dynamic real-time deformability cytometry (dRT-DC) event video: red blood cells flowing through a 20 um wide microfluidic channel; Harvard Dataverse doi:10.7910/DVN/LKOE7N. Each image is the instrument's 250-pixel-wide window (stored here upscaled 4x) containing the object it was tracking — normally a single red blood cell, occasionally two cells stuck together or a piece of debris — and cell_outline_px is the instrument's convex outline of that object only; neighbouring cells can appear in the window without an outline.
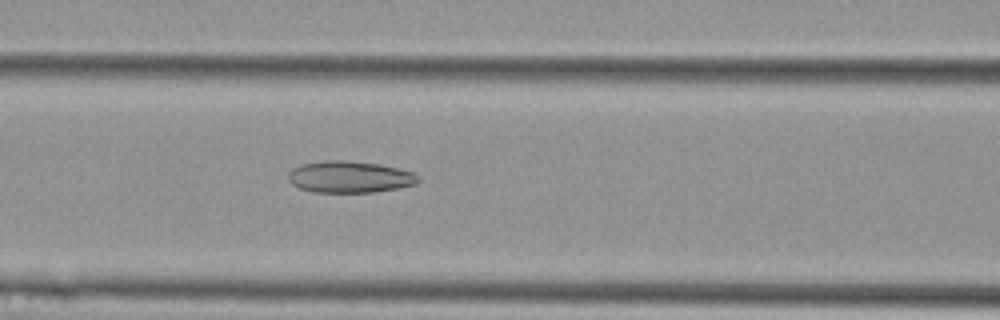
{"species": "Egyptian fruit bat (a non-hibernating species)", "species_latin": "Rousettus aegyptiacus", "temperature_condition": "cold", "stored_images_in_passage": 41, "camera_frame_rate_fps": 3000, "um_per_image_px": 0.085, "animal": {"sex": "female"}, "frame": {"image": 1, "passage_image": 10, "time_ms": 3.0, "image_size_px": [1000, 320], "cell_outline_px": [[420, 180], [416, 184], [396, 188], [372, 192], [312, 192], [300, 188], [292, 184], [288, 180], [288, 172], [292, 168], [300, 164], [324, 160], [344, 160], [380, 164], [412, 172], [420, 176]], "centroid_in_image_um": [29.69, 15.03], "position_along_channel_um": 136.9, "area_um2": 24.04}}
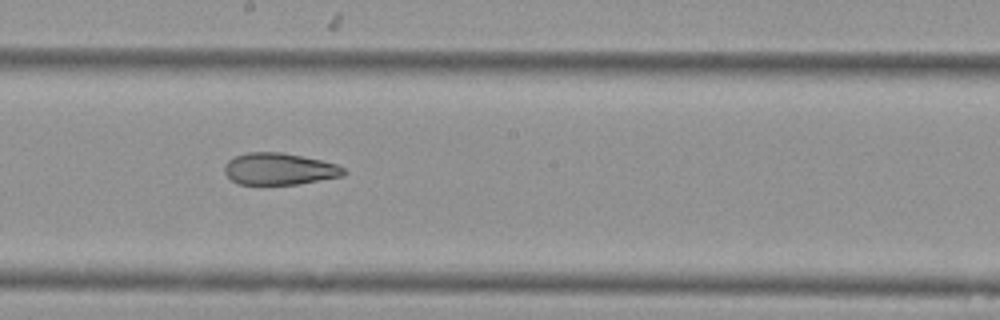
{"frame": {"image": 2, "passage_image": 17, "time_ms": 5.333, "image_size_px": [1000, 320], "cell_outline_px": [[348, 172], [344, 176], [296, 184], [240, 184], [232, 180], [224, 172], [224, 164], [228, 160], [236, 156], [248, 152], [280, 152], [320, 160], [336, 164], [344, 168]], "centroid_in_image_um": [23.74, 14.36], "position_along_channel_um": 224.5, "area_um2": 21.96}}
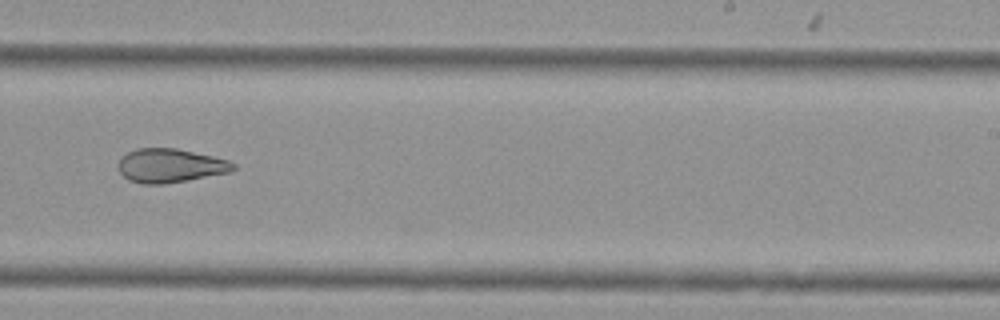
{"frame": {"image": 3, "passage_image": 21, "time_ms": 6.667, "image_size_px": [1000, 320], "cell_outline_px": [[236, 168], [232, 172], [164, 184], [144, 184], [128, 180], [120, 172], [120, 156], [136, 148], [176, 148], [212, 156], [228, 160], [236, 164]], "centroid_in_image_um": [14.49, 14.08], "position_along_channel_um": 274.5, "area_um2": 22.66}, "authors_computed_cell_mechanics": {"area_um2": 25.0274, "velocity_mm_per_s": 3.7716, "shape_relaxation_time_tau1_ms": null, "shape_relaxation_time_tau2_ms": 3.4305, "deformation_change_tau1": null, "deformation_change_tau2": 0.1112}}